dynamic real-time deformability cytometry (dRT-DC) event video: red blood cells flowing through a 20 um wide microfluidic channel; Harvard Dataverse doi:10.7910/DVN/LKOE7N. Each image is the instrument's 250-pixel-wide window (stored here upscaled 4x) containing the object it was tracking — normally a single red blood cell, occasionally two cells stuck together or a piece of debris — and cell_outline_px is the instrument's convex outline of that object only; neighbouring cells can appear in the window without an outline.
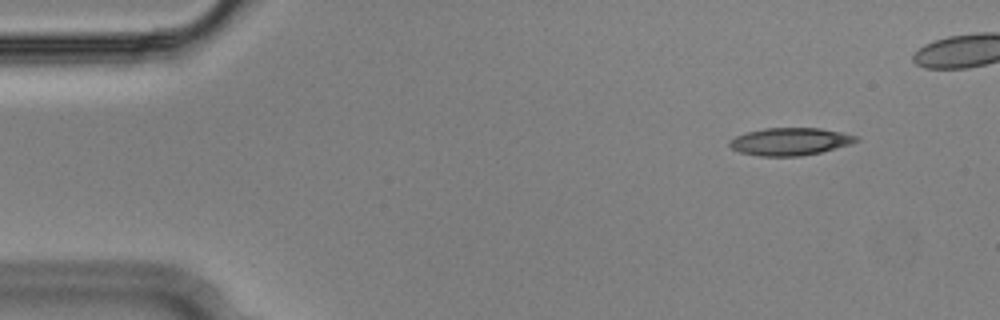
{"species": "Egyptian fruit bat (a non-hibernating species)", "species_latin": "Rousettus aegyptiacus", "temperature_condition": "cold", "stored_images_in_passage": 15, "camera_frame_rate_fps": 3000, "um_per_image_px": 0.085, "animal": {"sex": "male"}, "frame": {"image": 1, "passage_image": 5, "time_ms": 1.333, "image_size_px": [1000, 320], "cell_outline_px": [[860, 140], [852, 144], [820, 152], [800, 156], [760, 156], [740, 152], [732, 148], [728, 144], [728, 140], [744, 132], [764, 128], [820, 128], [860, 136]], "centroid_in_image_um": [67.16, 12.02], "position_along_channel_um": 17.8, "area_um2": 20.46}}